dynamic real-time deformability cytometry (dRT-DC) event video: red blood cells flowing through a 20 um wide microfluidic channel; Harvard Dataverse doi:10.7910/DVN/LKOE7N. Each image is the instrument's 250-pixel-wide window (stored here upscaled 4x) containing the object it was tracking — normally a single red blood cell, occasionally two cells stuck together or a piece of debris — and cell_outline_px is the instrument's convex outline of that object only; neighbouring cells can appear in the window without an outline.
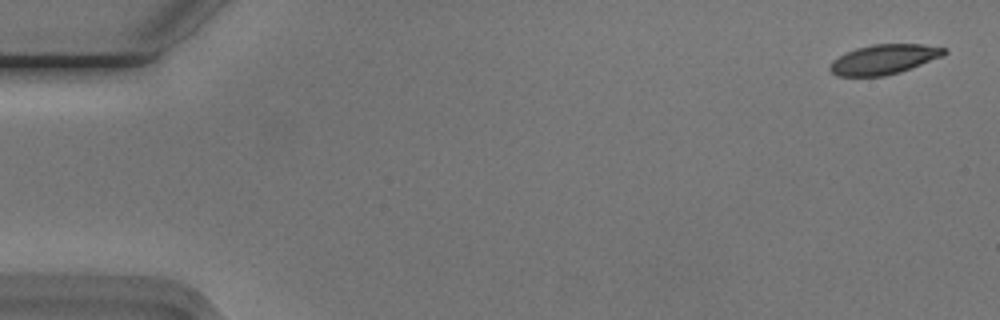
{"species": "Egyptian fruit bat (a non-hibernating species)", "species_latin": "Rousettus aegyptiacus", "temperature_condition": "cold", "stored_images_in_passage": 10, "camera_frame_rate_fps": 3000, "um_per_image_px": 0.085, "animal": {"sex": "male"}, "frame": {"image": 1, "passage_image": 1, "time_ms": 0.0, "image_size_px": [1000, 320], "cell_outline_px": [[948, 52], [944, 56], [900, 72], [884, 76], [836, 76], [828, 68], [828, 64], [832, 60], [856, 48], [872, 44], [924, 44], [948, 48]], "centroid_in_image_um": [75.16, 5.04], "position_along_channel_um": 9.8, "area_um2": 20.0}}